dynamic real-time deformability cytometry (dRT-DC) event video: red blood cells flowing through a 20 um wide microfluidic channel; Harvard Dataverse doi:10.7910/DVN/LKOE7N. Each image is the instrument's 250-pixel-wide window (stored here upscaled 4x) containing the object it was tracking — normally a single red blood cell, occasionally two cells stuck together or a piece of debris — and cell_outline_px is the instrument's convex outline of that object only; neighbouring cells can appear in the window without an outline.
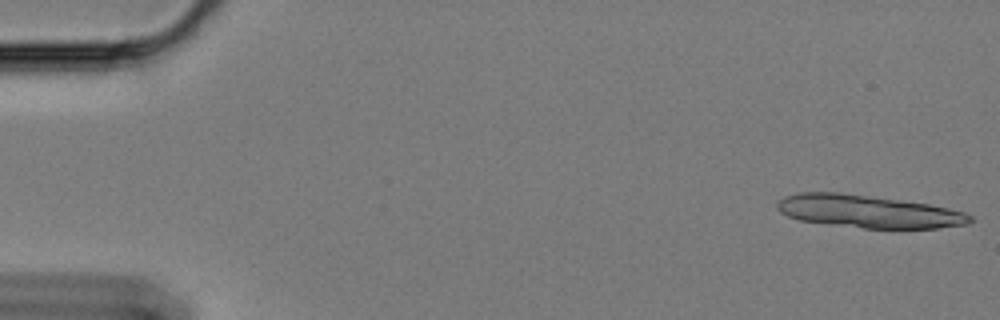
{"species": "Egyptian fruit bat (a non-hibernating species)", "species_latin": "Rousettus aegyptiacus", "temperature_condition": "cold", "stored_images_in_passage": 3, "camera_frame_rate_fps": 3000, "um_per_image_px": 0.085, "animal": {"sex": "female"}, "frame": {"image": 1, "passage_image": 1, "time_ms": 0.0, "image_size_px": [1000, 320], "cell_outline_px": [[972, 220], [968, 224], [936, 228], [864, 228], [828, 224], [800, 220], [788, 216], [780, 212], [776, 208], [776, 204], [784, 196], [800, 192], [840, 192], [928, 204], [948, 208], [964, 212], [972, 216]], "centroid_in_image_um": [73.77, 17.97], "position_along_channel_um": 11.2, "area_um2": 36.53}}